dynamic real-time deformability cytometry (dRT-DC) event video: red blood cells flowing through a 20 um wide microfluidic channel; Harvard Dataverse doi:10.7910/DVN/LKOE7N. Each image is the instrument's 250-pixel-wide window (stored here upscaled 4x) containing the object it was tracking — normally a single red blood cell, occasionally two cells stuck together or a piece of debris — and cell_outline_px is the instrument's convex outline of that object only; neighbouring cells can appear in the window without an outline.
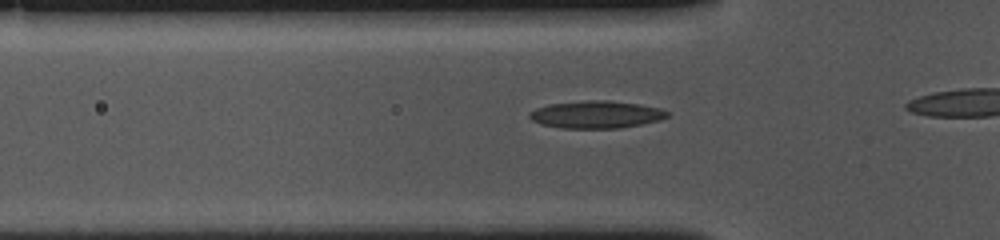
{"species": "common noctule bat (a hibernating species)", "species_latin": "Nyctalus noctula", "temperature_condition": "cold", "stored_images_in_passage": 13, "camera_frame_rate_fps": 3000, "um_per_image_px": 0.085, "animal": {"sex": "female", "body_mass_g": 10.0, "forearm_length_mm": 53.1}, "frame": {"image": 1, "passage_image": 8, "time_ms": 2.333, "image_size_px": [1000, 240], "cell_outline_px": [[668, 116], [660, 120], [620, 128], [560, 128], [540, 124], [532, 120], [528, 116], [528, 112], [536, 108], [548, 104], [588, 100], [608, 100], [640, 104], [660, 108], [668, 112]], "centroid_in_image_um": [50.64, 9.73], "position_along_channel_um": 75.2, "area_um2": 22.08}}